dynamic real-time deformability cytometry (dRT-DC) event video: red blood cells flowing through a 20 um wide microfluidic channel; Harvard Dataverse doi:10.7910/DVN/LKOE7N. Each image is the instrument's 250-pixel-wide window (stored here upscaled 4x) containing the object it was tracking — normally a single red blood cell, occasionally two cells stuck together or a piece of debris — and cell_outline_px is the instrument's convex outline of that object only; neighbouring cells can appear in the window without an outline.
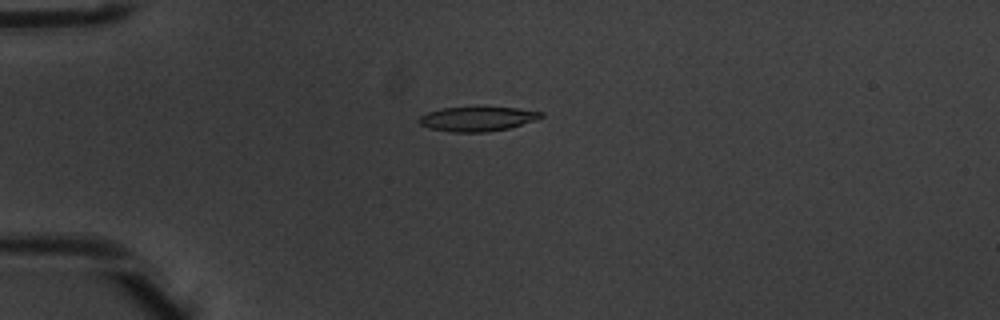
{"species": "common noctule bat (a hibernating species)", "species_latin": "Nyctalus noctula", "temperature_condition": "warm", "stored_images_in_passage": 1, "camera_frame_rate_fps": 3000, "um_per_image_px": 0.085, "animal": {"sex": "male", "body_mass_g": 20.1, "forearm_length_mm": 53.5}, "frame": {"image": 1, "passage_image": 1, "time_ms": 0.0, "image_size_px": [1000, 320], "cell_outline_px": [[544, 116], [536, 120], [508, 128], [488, 132], [452, 132], [428, 128], [420, 124], [416, 120], [420, 116], [428, 112], [444, 108], [516, 108], [544, 112]], "centroid_in_image_um": [40.56, 10.12], "position_along_channel_um": 44.4, "area_um2": 17.22}}